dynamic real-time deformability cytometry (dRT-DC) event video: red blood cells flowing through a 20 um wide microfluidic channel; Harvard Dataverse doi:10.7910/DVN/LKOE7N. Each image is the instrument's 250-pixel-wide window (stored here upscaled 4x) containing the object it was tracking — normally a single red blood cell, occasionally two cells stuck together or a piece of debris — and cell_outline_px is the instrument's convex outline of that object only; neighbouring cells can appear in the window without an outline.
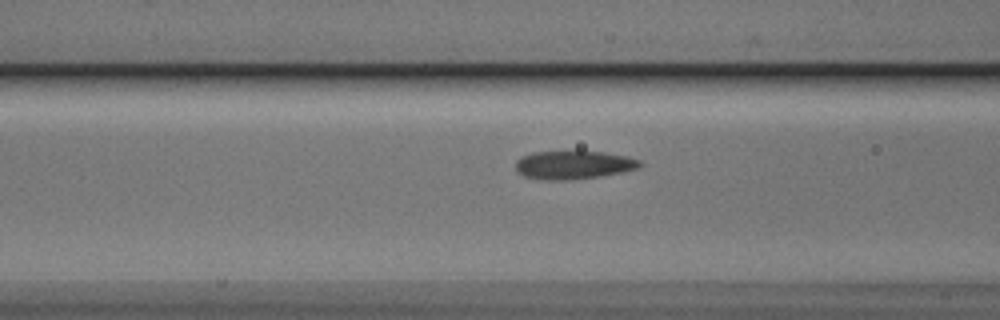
{"species": "Egyptian fruit bat (a non-hibernating species)", "species_latin": "Rousettus aegyptiacus", "temperature_condition": "cold", "stored_images_in_passage": 15, "camera_frame_rate_fps": 3000, "um_per_image_px": 0.085, "animal": {"sex": "male"}, "frame": {"image": 1, "passage_image": 9, "time_ms": 2.667, "image_size_px": [1000, 320], "cell_outline_px": [[644, 164], [636, 168], [624, 172], [600, 176], [564, 180], [544, 180], [524, 176], [516, 172], [516, 160], [520, 156], [532, 152], [576, 148], [604, 152], [628, 156], [640, 160]], "centroid_in_image_um": [48.73, 13.96], "position_along_channel_um": 117.9, "area_um2": 21.56}}
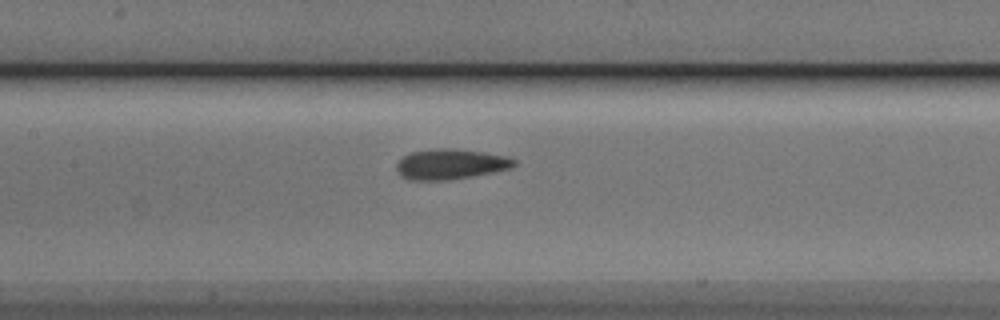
{"frame": {"image": 2, "passage_image": 13, "time_ms": 4.0, "image_size_px": [1000, 320], "cell_outline_px": [[516, 164], [512, 168], [472, 176], [448, 180], [408, 180], [400, 176], [396, 168], [396, 164], [404, 156], [412, 152], [432, 148], [452, 148], [484, 152], [508, 156], [516, 160]], "centroid_in_image_um": [38.3, 13.95], "position_along_channel_um": 169.1, "area_um2": 20.92}}